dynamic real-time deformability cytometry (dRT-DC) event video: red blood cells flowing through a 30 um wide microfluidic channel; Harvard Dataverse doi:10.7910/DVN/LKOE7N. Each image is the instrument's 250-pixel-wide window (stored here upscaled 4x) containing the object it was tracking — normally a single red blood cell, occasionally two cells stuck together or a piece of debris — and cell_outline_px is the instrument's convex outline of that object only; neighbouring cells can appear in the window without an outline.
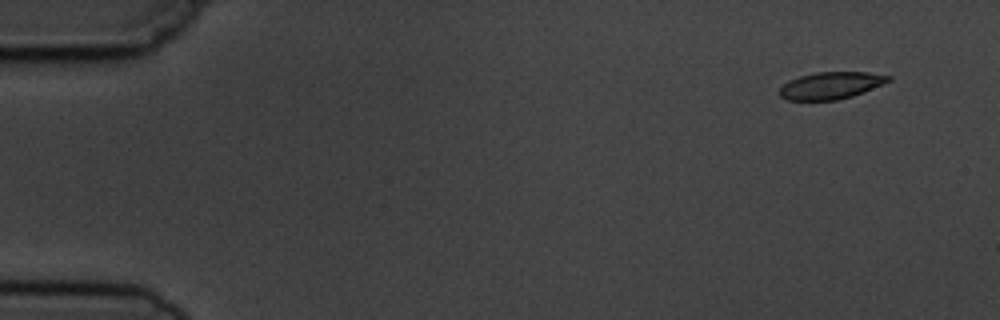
{"species": "common noctule bat (a hibernating species)", "species_latin": "Nyctalus noctula", "temperature_condition": "cold", "stored_images_in_passage": 5, "camera_frame_rate_fps": 3000, "um_per_image_px": 0.085, "animal": {"sex": "male", "body_mass_g": 19.5, "forearm_length_mm": 54.6}, "frame": {"image": 1, "passage_image": 1, "time_ms": 0.0, "image_size_px": [1000, 320], "cell_outline_px": [[892, 80], [864, 92], [852, 96], [836, 100], [788, 100], [780, 96], [780, 88], [788, 80], [800, 76], [816, 72], [868, 72], [892, 76]], "centroid_in_image_um": [70.65, 7.26], "position_along_channel_um": 14.4, "area_um2": 17.17}}
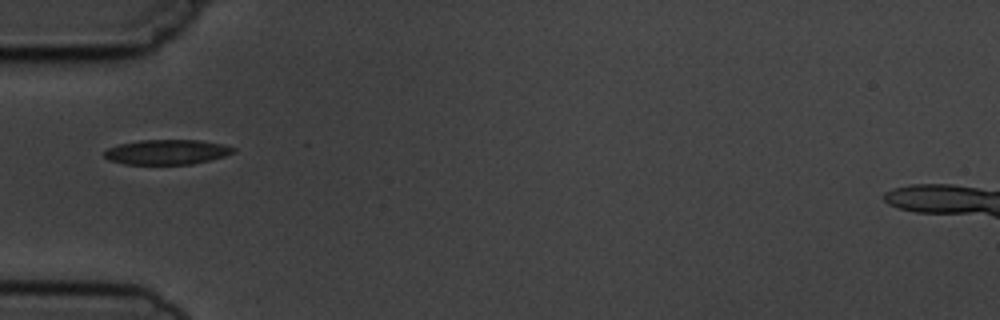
{"frame": {"image": 2, "passage_image": 5, "time_ms": 4.667, "image_size_px": [1000, 320], "cell_outline_px": [[236, 152], [224, 156], [192, 164], [124, 164], [108, 160], [104, 156], [104, 152], [108, 148], [120, 144], [140, 140], [200, 140], [224, 144], [236, 148]], "centroid_in_image_um": [14.2, 12.92], "position_along_channel_um": 70.8, "area_um2": 18.73}}